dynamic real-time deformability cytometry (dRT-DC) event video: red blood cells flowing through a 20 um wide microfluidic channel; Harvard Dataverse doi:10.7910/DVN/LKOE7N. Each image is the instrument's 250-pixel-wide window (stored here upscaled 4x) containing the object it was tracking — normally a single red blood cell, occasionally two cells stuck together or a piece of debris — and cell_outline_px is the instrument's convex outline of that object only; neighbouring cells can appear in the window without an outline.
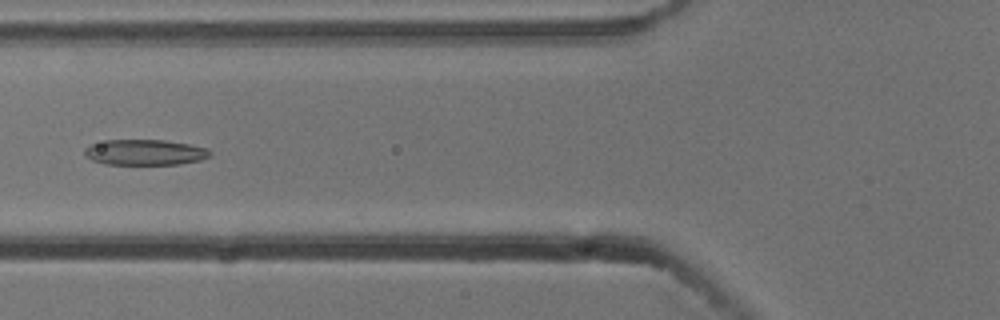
{"species": "common noctule bat (a hibernating species)", "species_latin": "Nyctalus noctula", "temperature_condition": "cold", "stored_images_in_passage": 6, "camera_frame_rate_fps": 3000, "um_per_image_px": 0.085, "animal": {"sex": "male", "body_mass_g": 13.3}, "frame": {"image": 1, "passage_image": 6, "time_ms": 1.667, "image_size_px": [1000, 320], "cell_outline_px": [[212, 156], [200, 160], [180, 164], [104, 164], [92, 160], [84, 156], [84, 148], [92, 144], [108, 140], [164, 140], [188, 144], [208, 148], [212, 152]], "centroid_in_image_um": [12.33, 12.95], "position_along_channel_um": 113.5, "area_um2": 18.79}}